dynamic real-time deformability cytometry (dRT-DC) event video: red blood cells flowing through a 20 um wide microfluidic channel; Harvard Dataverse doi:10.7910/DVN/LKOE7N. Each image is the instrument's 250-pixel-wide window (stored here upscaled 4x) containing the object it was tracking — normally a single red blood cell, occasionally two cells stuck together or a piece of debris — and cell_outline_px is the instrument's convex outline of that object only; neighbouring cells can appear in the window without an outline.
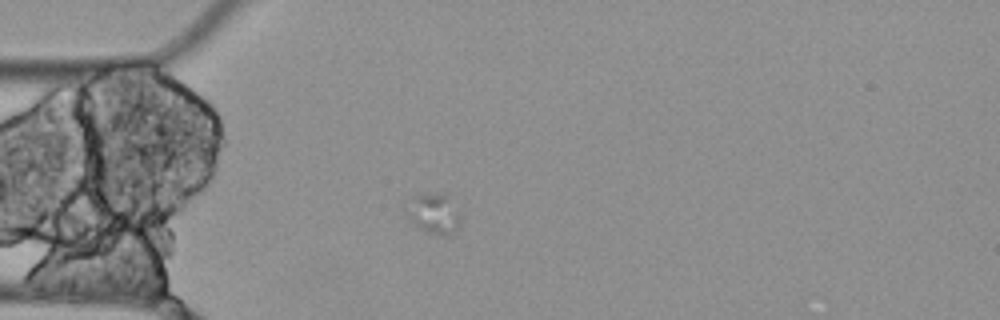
{"species": "Egyptian fruit bat (a non-hibernating species)", "species_latin": "Rousettus aegyptiacus", "temperature_condition": "cold", "stored_images_in_passage": 4, "camera_frame_rate_fps": 3000, "um_per_image_px": 0.085, "animal": {"sex": "female"}, "frame": {"image": 1, "passage_image": 4, "time_ms": 1.0, "image_size_px": [1000, 320], "cell_outline_px": [[460, 224], [452, 236], [444, 236], [428, 232], [420, 228], [408, 220], [408, 216], [412, 196], [416, 192], [448, 192], [460, 212]], "centroid_in_image_um": [36.95, 18.1], "position_along_channel_um": 48.1, "area_um2": 13.24}}